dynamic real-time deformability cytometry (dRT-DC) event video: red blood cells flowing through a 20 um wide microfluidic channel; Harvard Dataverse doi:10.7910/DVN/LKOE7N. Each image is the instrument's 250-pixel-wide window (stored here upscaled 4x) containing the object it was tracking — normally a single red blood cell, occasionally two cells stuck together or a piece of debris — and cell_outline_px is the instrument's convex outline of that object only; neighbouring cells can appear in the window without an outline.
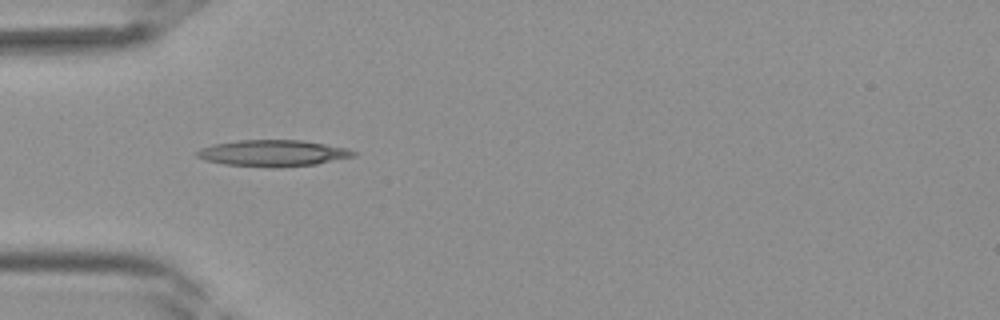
{"species": "Egyptian fruit bat (a non-hibernating species)", "species_latin": "Rousettus aegyptiacus", "temperature_condition": "room temperature", "stored_images_in_passage": 26, "camera_frame_rate_fps": 3000, "um_per_image_px": 0.085, "frame": {"image": 1, "passage_image": 1, "time_ms": 0.0, "image_size_px": [1000, 320], "cell_outline_px": [[356, 156], [316, 164], [272, 168], [224, 164], [204, 160], [196, 156], [196, 152], [200, 148], [212, 144], [236, 140], [300, 140], [324, 144], [344, 148], [356, 152]], "centroid_in_image_um": [23.14, 13.02], "position_along_channel_um": 61.9, "area_um2": 24.04}}
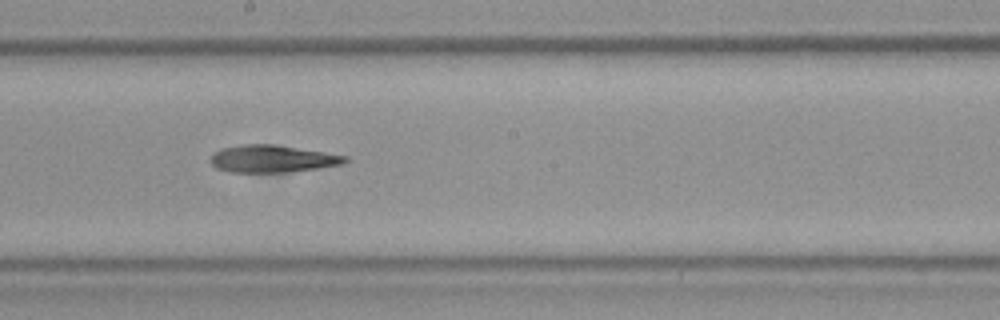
{"frame": {"image": 2, "passage_image": 10, "time_ms": 3.0, "image_size_px": [1000, 320], "cell_outline_px": [[348, 160], [344, 164], [288, 172], [228, 172], [216, 168], [212, 164], [212, 156], [220, 148], [244, 144], [276, 144], [348, 156]], "centroid_in_image_um": [23.16, 13.49], "position_along_channel_um": 225.0, "area_um2": 21.33}}
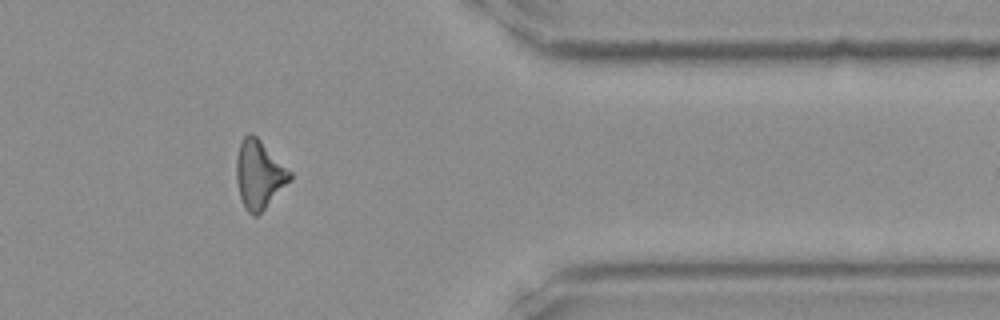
{"frame": {"image": 3, "passage_image": 20, "time_ms": 6.333, "image_size_px": [1000, 320], "cell_outline_px": [[292, 180], [256, 216], [252, 216], [248, 212], [240, 196], [236, 180], [236, 156], [240, 144], [244, 136], [248, 132], [252, 132], [292, 172]], "centroid_in_image_um": [22.03, 14.81], "position_along_channel_um": 389.4, "area_um2": 21.15}}